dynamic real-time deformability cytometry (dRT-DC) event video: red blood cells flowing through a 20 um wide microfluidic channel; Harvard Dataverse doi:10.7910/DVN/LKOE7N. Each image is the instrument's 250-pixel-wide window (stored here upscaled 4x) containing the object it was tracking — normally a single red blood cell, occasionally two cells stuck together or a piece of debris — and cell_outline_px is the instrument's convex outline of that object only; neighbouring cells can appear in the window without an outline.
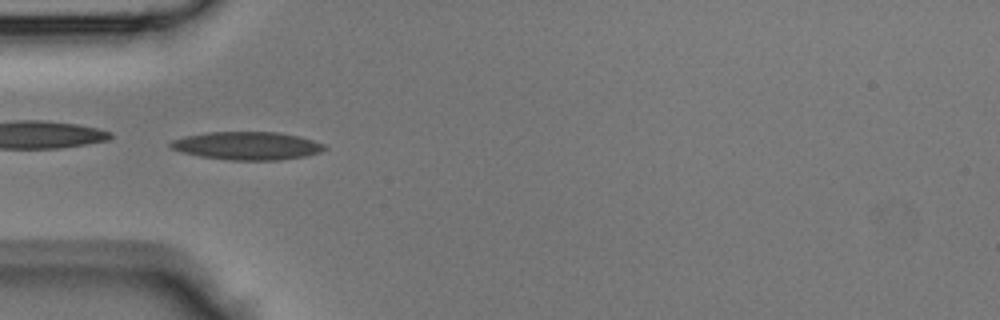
{"species": "Egyptian fruit bat (a non-hibernating species)", "species_latin": "Rousettus aegyptiacus", "temperature_condition": "room temperature", "stored_images_in_passage": 31, "camera_frame_rate_fps": 3000, "um_per_image_px": 0.085, "animal": {"sex": "male"}, "frame": {"image": 1, "passage_image": 1, "time_ms": 0.0, "image_size_px": [1000, 320], "cell_outline_px": [[328, 148], [320, 152], [304, 156], [280, 160], [228, 160], [200, 156], [180, 152], [172, 148], [168, 144], [172, 140], [184, 136], [208, 132], [280, 132], [300, 136], [324, 144]], "centroid_in_image_um": [21.0, 12.39], "position_along_channel_um": 64.0, "area_um2": 25.26}}
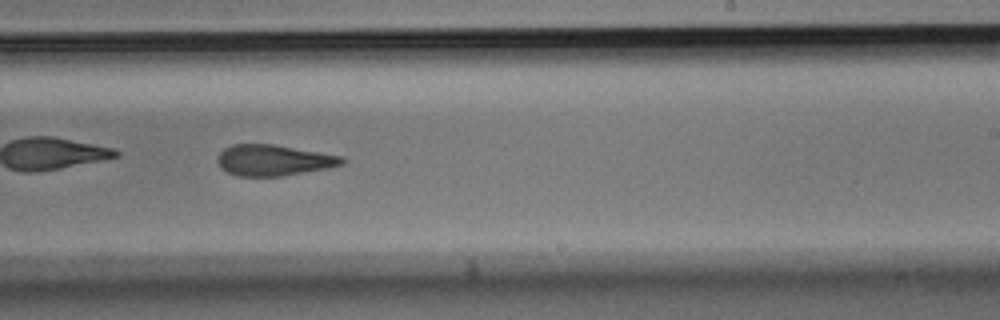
{"frame": {"image": 2, "passage_image": 14, "time_ms": 4.333, "image_size_px": [1000, 320], "cell_outline_px": [[348, 160], [344, 164], [328, 168], [284, 176], [236, 176], [220, 168], [216, 160], [216, 156], [224, 148], [232, 144], [272, 144], [344, 156]], "centroid_in_image_um": [23.26, 13.62], "position_along_channel_um": 265.7, "area_um2": 22.77}}